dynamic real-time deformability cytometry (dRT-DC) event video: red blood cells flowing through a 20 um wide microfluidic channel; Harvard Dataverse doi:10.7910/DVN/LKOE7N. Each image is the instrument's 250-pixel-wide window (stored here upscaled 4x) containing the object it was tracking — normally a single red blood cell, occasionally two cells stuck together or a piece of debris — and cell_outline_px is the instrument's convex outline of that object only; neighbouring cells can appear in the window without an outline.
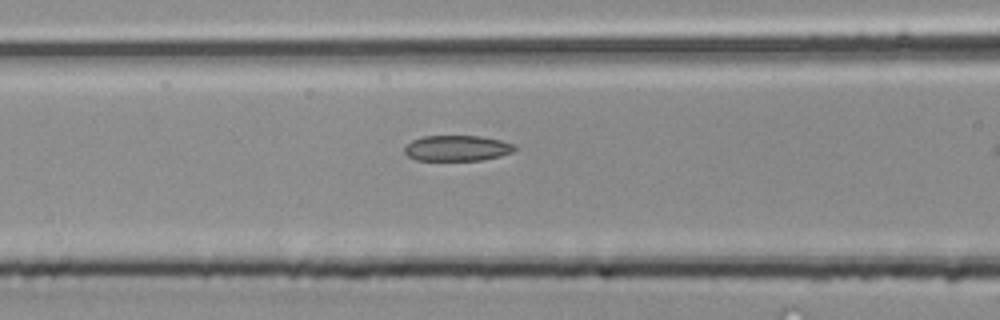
{"species": "common noctule bat (a hibernating species)", "species_latin": "Nyctalus noctula", "temperature_condition": "room temperature", "stored_images_in_passage": 20, "camera_frame_rate_fps": 3000, "um_per_image_px": 0.085, "animal": {"sex": "male", "body_mass_g": 20.4}, "frame": {"image": 1, "passage_image": 4, "time_ms": 1.0, "image_size_px": [1000, 320], "cell_outline_px": [[516, 148], [512, 152], [500, 156], [480, 160], [416, 160], [408, 156], [404, 152], [404, 148], [412, 140], [424, 136], [480, 136], [500, 140], [512, 144]], "centroid_in_image_um": [38.83, 12.59], "position_along_channel_um": 127.8, "area_um2": 16.3}}
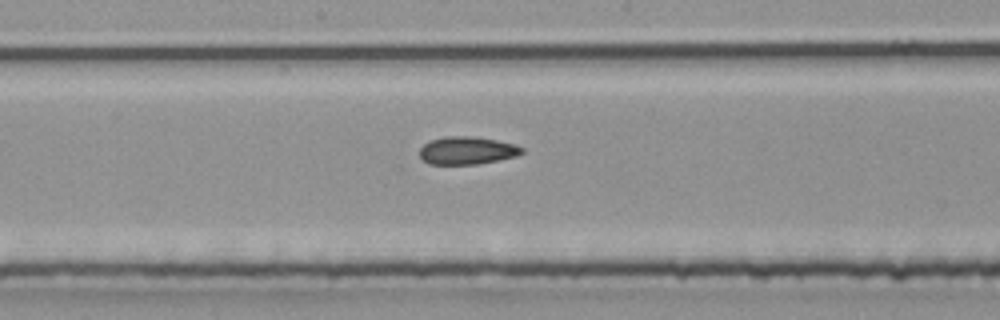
{"frame": {"image": 2, "passage_image": 9, "time_ms": 2.667, "image_size_px": [1000, 320], "cell_outline_px": [[524, 152], [516, 156], [476, 164], [428, 164], [420, 156], [420, 148], [424, 144], [432, 140], [444, 136], [476, 136], [496, 140], [512, 144], [524, 148]], "centroid_in_image_um": [39.69, 12.78], "position_along_channel_um": 208.5, "area_um2": 16.42}}
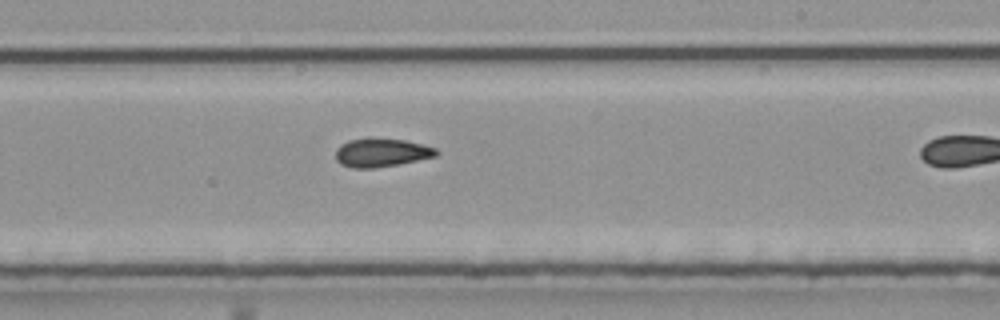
{"frame": {"image": 3, "passage_image": 12, "time_ms": 3.667, "image_size_px": [1000, 320], "cell_outline_px": [[440, 152], [436, 156], [400, 164], [372, 168], [352, 168], [340, 164], [336, 160], [336, 148], [340, 144], [348, 140], [404, 140], [436, 148]], "centroid_in_image_um": [32.41, 13.01], "position_along_channel_um": 256.6, "area_um2": 16.3}}